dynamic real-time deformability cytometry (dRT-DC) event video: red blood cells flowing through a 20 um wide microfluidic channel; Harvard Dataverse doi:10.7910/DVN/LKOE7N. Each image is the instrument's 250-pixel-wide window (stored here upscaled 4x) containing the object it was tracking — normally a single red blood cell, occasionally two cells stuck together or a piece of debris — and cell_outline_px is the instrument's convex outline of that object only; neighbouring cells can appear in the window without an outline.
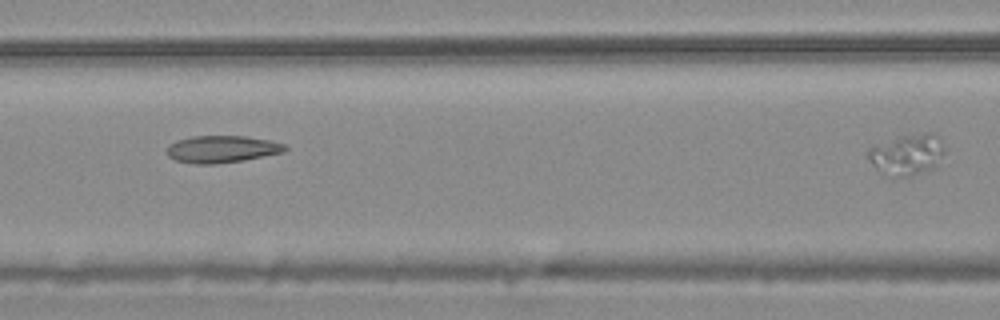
{"species": "common noctule bat (a hibernating species)", "species_latin": "Nyctalus noctula", "temperature_condition": "warm", "stored_images_in_passage": 23, "segment_of_instrument_passage": [1, 2], "camera_frame_rate_fps": 3000, "um_per_image_px": 0.085, "animal": {"sex": "male", "body_mass_g": 20.4}, "frame": {"image": 1, "passage_image": 20, "time_ms": 6.333, "image_size_px": [1000, 320], "cell_outline_px": [[288, 148], [284, 152], [244, 160], [212, 164], [196, 164], [176, 160], [168, 156], [168, 144], [176, 140], [192, 136], [244, 136], [268, 140], [284, 144]], "centroid_in_image_um": [18.85, 12.67], "position_along_channel_um": 147.7, "area_um2": 18.55}}